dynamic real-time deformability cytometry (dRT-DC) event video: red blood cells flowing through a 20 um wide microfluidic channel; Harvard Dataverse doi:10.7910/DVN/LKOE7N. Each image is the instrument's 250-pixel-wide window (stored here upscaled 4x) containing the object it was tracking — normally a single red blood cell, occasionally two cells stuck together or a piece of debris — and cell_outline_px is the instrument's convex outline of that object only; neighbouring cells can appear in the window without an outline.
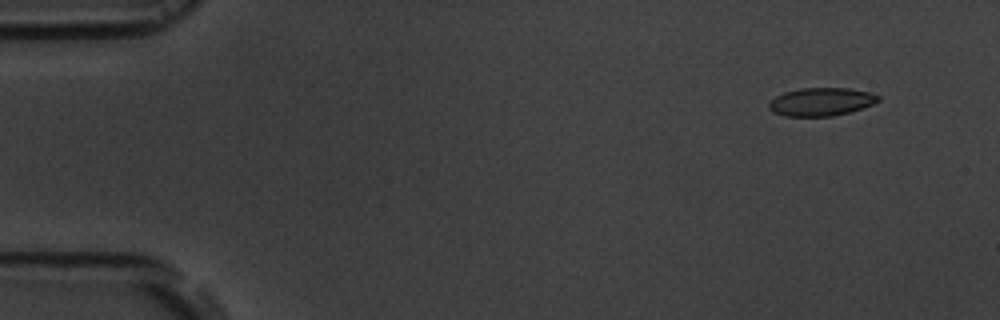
{"species": "common noctule bat (a hibernating species)", "species_latin": "Nyctalus noctula", "temperature_condition": "room temperature", "stored_images_in_passage": 6, "camera_frame_rate_fps": 3000, "um_per_image_px": 0.085, "animal": {"sex": "male", "body_mass_g": 19.5, "forearm_length_mm": 54.6}, "frame": {"image": 1, "passage_image": 2, "time_ms": 1.0, "image_size_px": [1000, 320], "cell_outline_px": [[880, 100], [872, 104], [848, 112], [832, 116], [784, 116], [772, 112], [768, 108], [768, 104], [776, 96], [784, 92], [800, 88], [848, 88], [872, 92], [880, 96]], "centroid_in_image_um": [69.78, 8.64], "position_along_channel_um": 15.2, "area_um2": 17.92}}
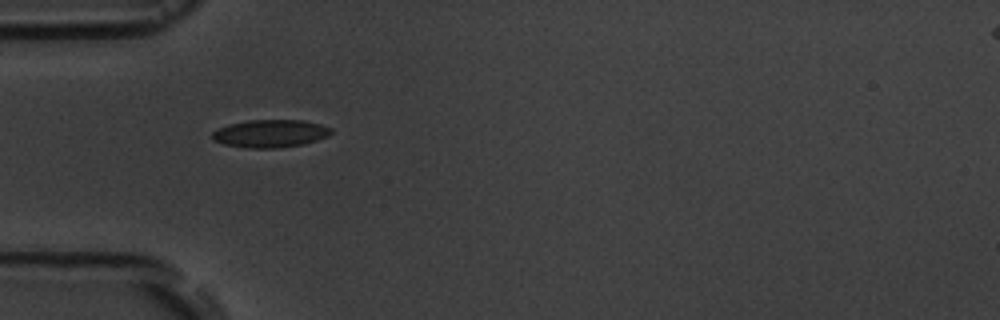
{"frame": {"image": 2, "passage_image": 5, "time_ms": 5.333, "image_size_px": [1000, 320], "cell_outline_px": [[332, 132], [328, 136], [304, 144], [280, 148], [248, 148], [224, 144], [212, 140], [212, 132], [228, 124], [248, 120], [304, 120], [320, 124], [332, 128]], "centroid_in_image_um": [22.98, 11.35], "position_along_channel_um": 62.0, "area_um2": 19.31}}
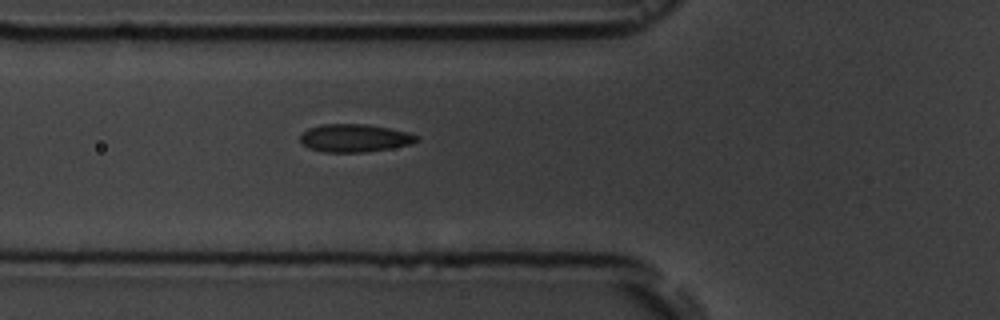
{"frame": {"image": 3, "passage_image": 6, "time_ms": 6.333, "image_size_px": [1000, 320], "cell_outline_px": [[420, 140], [412, 144], [364, 152], [324, 152], [308, 148], [300, 140], [300, 136], [308, 128], [320, 124], [368, 124], [408, 132], [420, 136]], "centroid_in_image_um": [30.16, 11.73], "position_along_channel_um": 95.6, "area_um2": 18.96}}